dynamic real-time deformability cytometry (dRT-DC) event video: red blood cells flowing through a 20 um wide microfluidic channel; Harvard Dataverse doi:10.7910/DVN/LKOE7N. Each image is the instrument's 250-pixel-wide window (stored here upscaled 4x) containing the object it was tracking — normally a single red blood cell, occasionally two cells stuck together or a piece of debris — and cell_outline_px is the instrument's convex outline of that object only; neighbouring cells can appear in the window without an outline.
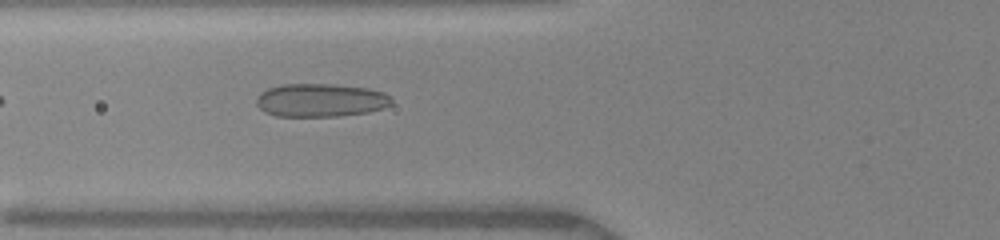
{"species": "human", "species_latin": "Homo sapiens", "temperature_condition": "warm", "stored_images_in_passage": 12, "camera_frame_rate_fps": 3000, "um_per_image_px": 0.085, "donor": {"sex": "female"}, "frame": {"image": 1, "passage_image": 3, "time_ms": 1.333, "image_size_px": [1000, 240], "cell_outline_px": [[392, 104], [368, 112], [336, 116], [276, 116], [264, 112], [256, 104], [256, 96], [260, 92], [268, 88], [284, 84], [332, 84], [368, 88], [384, 92], [392, 100]], "centroid_in_image_um": [27.21, 8.51], "position_along_channel_um": 98.6, "area_um2": 26.18}}
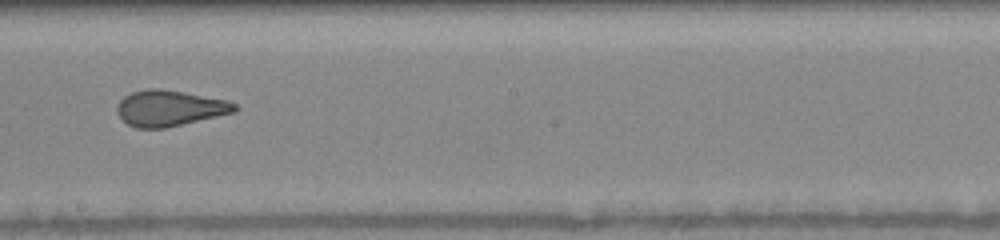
{"frame": {"image": 2, "passage_image": 9, "time_ms": 4.667, "image_size_px": [1000, 240], "cell_outline_px": [[240, 108], [236, 112], [164, 128], [136, 128], [128, 124], [116, 112], [116, 108], [120, 100], [124, 96], [132, 92], [148, 88], [160, 88], [184, 92], [228, 100], [236, 104]], "centroid_in_image_um": [14.43, 9.18], "position_along_channel_um": 233.8, "area_um2": 24.62}}
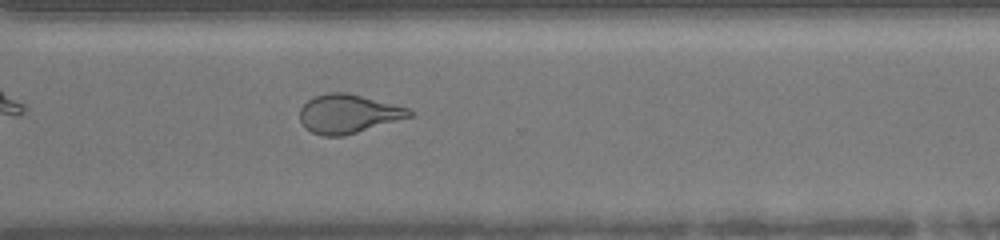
{"frame": {"image": 3, "passage_image": 12, "time_ms": 7.333, "image_size_px": [1000, 240], "cell_outline_px": [[412, 116], [344, 136], [324, 136], [312, 132], [304, 128], [300, 120], [300, 108], [308, 100], [316, 96], [332, 92], [348, 92], [408, 108], [412, 112]], "centroid_in_image_um": [29.57, 9.68], "position_along_channel_um": 341.0, "area_um2": 24.57}}